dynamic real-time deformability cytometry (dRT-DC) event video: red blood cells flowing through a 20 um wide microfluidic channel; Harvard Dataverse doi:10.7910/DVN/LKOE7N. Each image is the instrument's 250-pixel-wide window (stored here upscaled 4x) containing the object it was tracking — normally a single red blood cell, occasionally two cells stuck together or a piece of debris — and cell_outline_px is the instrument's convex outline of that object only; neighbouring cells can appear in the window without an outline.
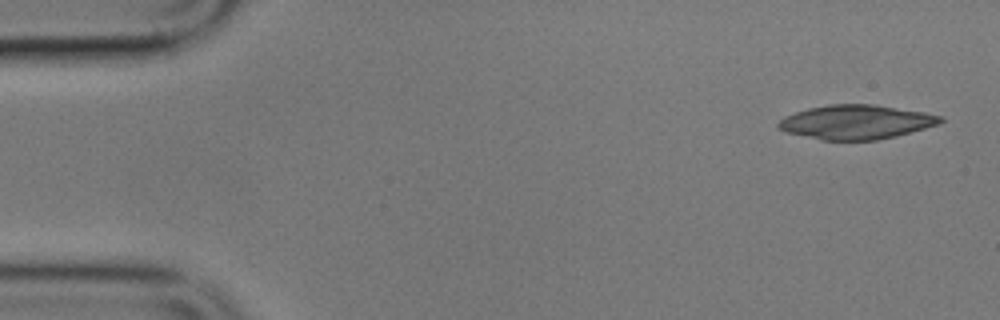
{"species": "common noctule bat (a hibernating species)", "species_latin": "Nyctalus noctula", "temperature_condition": "cold", "stored_images_in_passage": 4, "camera_frame_rate_fps": 3000, "um_per_image_px": 0.085, "animal": {"sex": "male", "body_mass_g": 17.9}, "frame": {"image": 1, "passage_image": 1, "time_ms": 0.0, "image_size_px": [1000, 320], "cell_outline_px": [[944, 120], [940, 124], [896, 136], [876, 140], [824, 140], [788, 132], [776, 128], [776, 124], [784, 116], [808, 108], [828, 104], [872, 104], [924, 112], [940, 116]], "centroid_in_image_um": [72.76, 10.37], "position_along_channel_um": 12.2, "area_um2": 32.14}}